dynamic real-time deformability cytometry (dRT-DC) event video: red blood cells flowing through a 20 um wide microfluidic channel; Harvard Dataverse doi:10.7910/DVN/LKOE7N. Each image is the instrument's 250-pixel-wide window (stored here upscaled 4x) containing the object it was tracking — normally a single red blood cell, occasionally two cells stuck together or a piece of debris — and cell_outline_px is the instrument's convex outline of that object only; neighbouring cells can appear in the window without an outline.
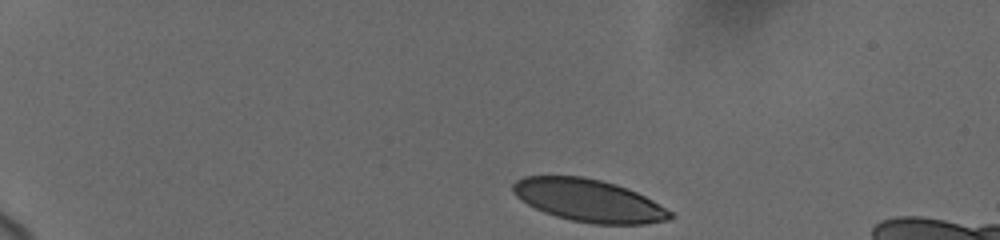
{"species": "human", "species_latin": "Homo sapiens", "temperature_condition": "cold", "stored_images_in_passage": 16, "camera_frame_rate_fps": 3000, "um_per_image_px": 0.085, "donor": {"sex": "female"}, "frame": {"image": 1, "passage_image": 1, "time_ms": 0.0, "image_size_px": [1000, 240], "cell_outline_px": [[676, 216], [668, 220], [644, 224], [592, 224], [572, 220], [556, 216], [544, 212], [528, 204], [516, 196], [512, 192], [512, 184], [516, 180], [524, 176], [584, 176], [616, 184], [636, 192], [652, 200], [672, 212]], "centroid_in_image_um": [50.04, 17.04], "position_along_channel_um": 35.0, "area_um2": 38.84}}
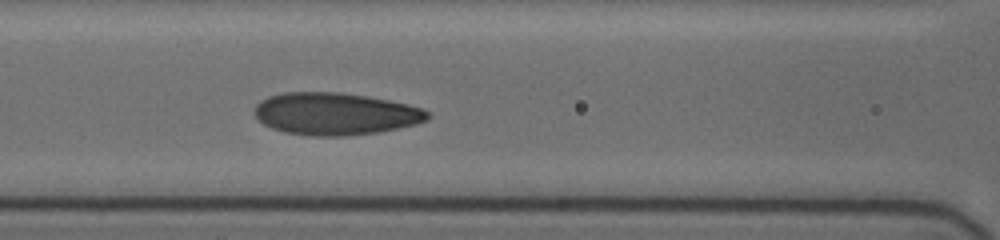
{"frame": {"image": 2, "passage_image": 10, "time_ms": 5.333, "image_size_px": [1000, 240], "cell_outline_px": [[428, 120], [416, 124], [376, 132], [348, 136], [312, 136], [284, 132], [272, 128], [264, 124], [252, 112], [256, 104], [260, 100], [268, 96], [284, 92], [340, 92], [368, 96], [388, 100], [420, 108], [428, 112]], "centroid_in_image_um": [28.44, 9.67], "position_along_channel_um": 138.2, "area_um2": 42.54}}
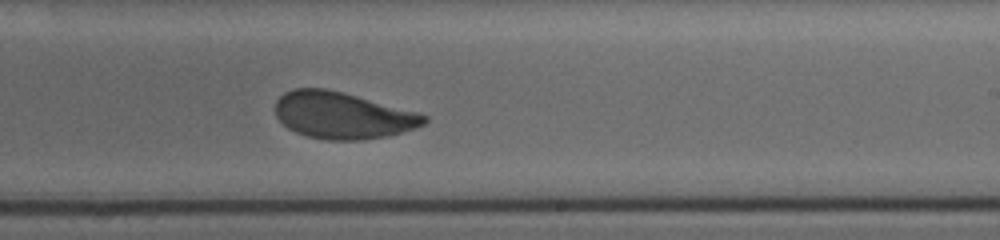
{"frame": {"image": 3, "passage_image": 16, "time_ms": 8.667, "image_size_px": [1000, 240], "cell_outline_px": [[428, 120], [424, 124], [416, 128], [388, 136], [364, 140], [328, 140], [308, 136], [296, 132], [288, 128], [276, 116], [276, 100], [284, 92], [296, 88], [324, 88], [344, 92], [416, 112], [428, 116]], "centroid_in_image_um": [29.12, 9.81], "position_along_channel_um": 259.9, "area_um2": 40.4}}